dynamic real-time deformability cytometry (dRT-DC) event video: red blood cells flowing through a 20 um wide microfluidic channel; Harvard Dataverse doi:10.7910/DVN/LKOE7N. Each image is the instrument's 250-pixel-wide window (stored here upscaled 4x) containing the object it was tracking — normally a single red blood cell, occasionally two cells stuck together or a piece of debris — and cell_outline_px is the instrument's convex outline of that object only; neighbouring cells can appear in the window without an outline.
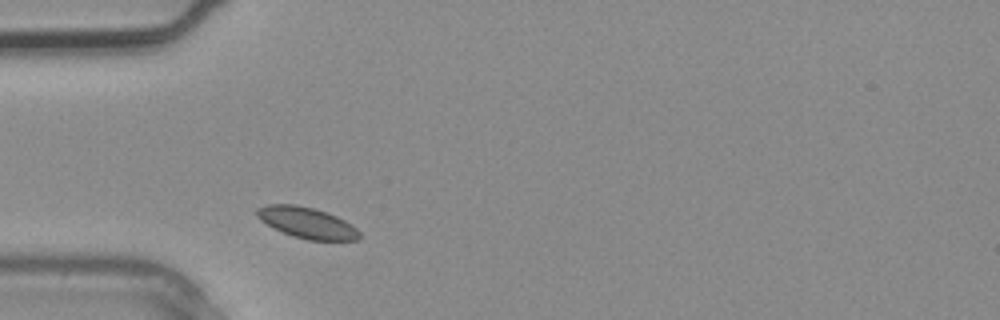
{"species": "common noctule bat (a hibernating species)", "species_latin": "Nyctalus noctula", "temperature_condition": "warm", "stored_images_in_passage": 1, "camera_frame_rate_fps": 3000, "um_per_image_px": 0.085, "animal": {"sex": "male", "body_mass_g": 20.4}, "frame": {"image": 1, "passage_image": 1, "time_ms": 0.0, "image_size_px": [1000, 320], "cell_outline_px": [[364, 236], [360, 240], [308, 240], [292, 236], [260, 220], [256, 216], [256, 208], [268, 204], [296, 204], [328, 212], [352, 224]], "centroid_in_image_um": [26.13, 18.93], "position_along_channel_um": 58.9, "area_um2": 18.61}}